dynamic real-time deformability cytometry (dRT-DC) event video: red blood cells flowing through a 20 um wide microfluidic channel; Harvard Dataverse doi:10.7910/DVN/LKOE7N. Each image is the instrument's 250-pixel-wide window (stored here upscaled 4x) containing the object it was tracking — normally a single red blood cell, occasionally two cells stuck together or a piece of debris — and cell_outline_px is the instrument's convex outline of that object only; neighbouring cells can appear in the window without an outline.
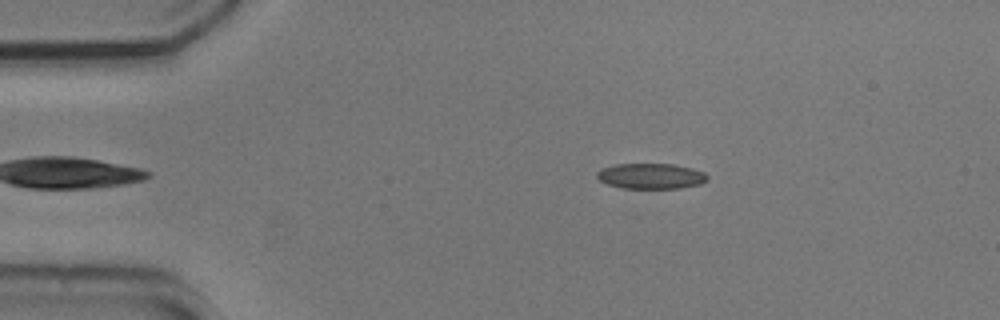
{"species": "common noctule bat (a hibernating species)", "species_latin": "Nyctalus noctula", "temperature_condition": "cold", "stored_images_in_passage": 37, "camera_frame_rate_fps": 3000, "um_per_image_px": 0.085, "animal": {"sex": "male", "body_mass_g": 20.5, "forearm_length_mm": 52.5}, "frame": {"image": 1, "passage_image": 1, "time_ms": 0.0, "image_size_px": [1000, 320], "cell_outline_px": [[708, 180], [700, 184], [680, 188], [624, 188], [608, 184], [600, 180], [596, 176], [596, 172], [600, 168], [612, 164], [672, 164], [692, 168], [704, 172], [708, 176]], "centroid_in_image_um": [55.31, 14.96], "position_along_channel_um": 29.7, "area_um2": 16.47}}
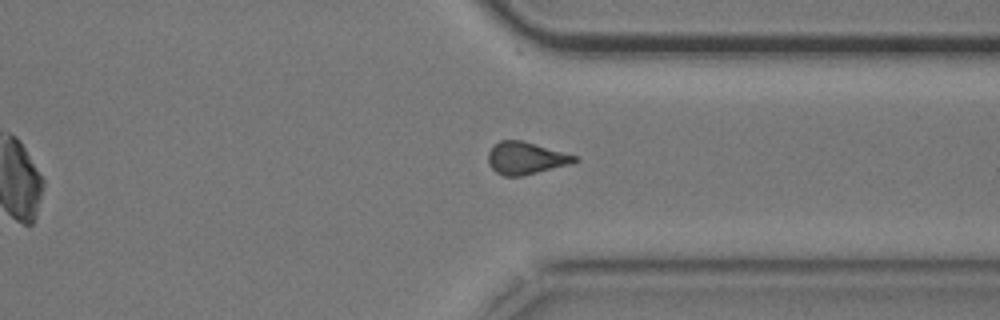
{"frame": {"image": 2, "passage_image": 32, "time_ms": 10.333, "image_size_px": [1000, 320], "cell_outline_px": [[580, 160], [572, 164], [520, 176], [504, 176], [496, 172], [488, 164], [488, 152], [500, 140], [520, 140], [576, 156]], "centroid_in_image_um": [44.68, 13.45], "position_along_channel_um": 366.7, "area_um2": 16.01}, "authors_computed_cell_mechanics": {"area_um2": 16.5308, "velocity_mm_per_s": 3.7478, "shape_relaxation_time_tau1_ms": 5.4414, "shape_relaxation_time_tau2_ms": 3.0055, "deformation_change_tau1": 0.1398, "deformation_change_tau2": 0.0805}}